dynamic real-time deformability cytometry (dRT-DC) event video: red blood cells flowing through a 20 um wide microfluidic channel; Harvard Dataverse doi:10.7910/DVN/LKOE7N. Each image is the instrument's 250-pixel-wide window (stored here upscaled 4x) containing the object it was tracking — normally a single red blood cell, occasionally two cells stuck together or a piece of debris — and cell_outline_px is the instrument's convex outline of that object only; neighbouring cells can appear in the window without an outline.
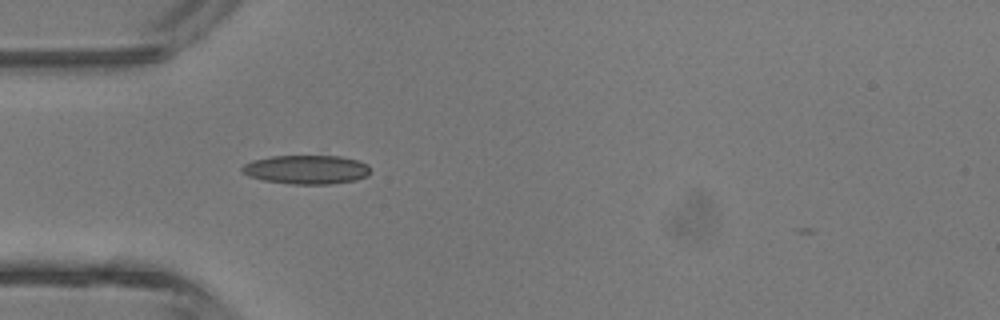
{"species": "common noctule bat (a hibernating species)", "species_latin": "Nyctalus noctula", "temperature_condition": "room temperature", "stored_images_in_passage": 4, "camera_frame_rate_fps": 3000, "um_per_image_px": 0.085, "animal": {"sex": "male", "body_mass_g": 13.3}, "frame": {"image": 1, "passage_image": 4, "time_ms": 3.667, "image_size_px": [1000, 320], "cell_outline_px": [[368, 176], [356, 180], [332, 184], [288, 184], [264, 180], [248, 176], [240, 172], [240, 168], [244, 164], [252, 160], [272, 156], [340, 156], [356, 160], [368, 164]], "centroid_in_image_um": [26.01, 14.42], "position_along_channel_um": 59.0, "area_um2": 21.73}}